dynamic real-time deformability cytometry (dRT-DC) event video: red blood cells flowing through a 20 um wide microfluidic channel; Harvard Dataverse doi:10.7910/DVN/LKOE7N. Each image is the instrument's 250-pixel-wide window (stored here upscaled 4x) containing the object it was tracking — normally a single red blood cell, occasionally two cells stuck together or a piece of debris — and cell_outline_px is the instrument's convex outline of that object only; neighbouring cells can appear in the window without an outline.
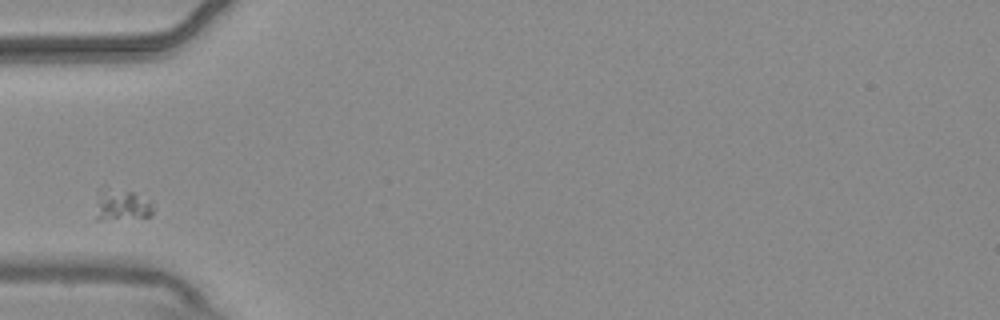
{"species": "common noctule bat (a hibernating species)", "species_latin": "Nyctalus noctula", "temperature_condition": "warm", "stored_images_in_passage": 2, "camera_frame_rate_fps": 3000, "um_per_image_px": 0.085, "animal": {"sex": "male", "body_mass_g": 20.4}, "frame": {"image": 1, "passage_image": 2, "time_ms": 0.333, "image_size_px": [1000, 320], "cell_outline_px": [[152, 216], [100, 220], [96, 220], [96, 188], [104, 184], [136, 192], [152, 208]], "centroid_in_image_um": [10.18, 17.33], "position_along_channel_um": 74.8, "area_um2": 10.92}}